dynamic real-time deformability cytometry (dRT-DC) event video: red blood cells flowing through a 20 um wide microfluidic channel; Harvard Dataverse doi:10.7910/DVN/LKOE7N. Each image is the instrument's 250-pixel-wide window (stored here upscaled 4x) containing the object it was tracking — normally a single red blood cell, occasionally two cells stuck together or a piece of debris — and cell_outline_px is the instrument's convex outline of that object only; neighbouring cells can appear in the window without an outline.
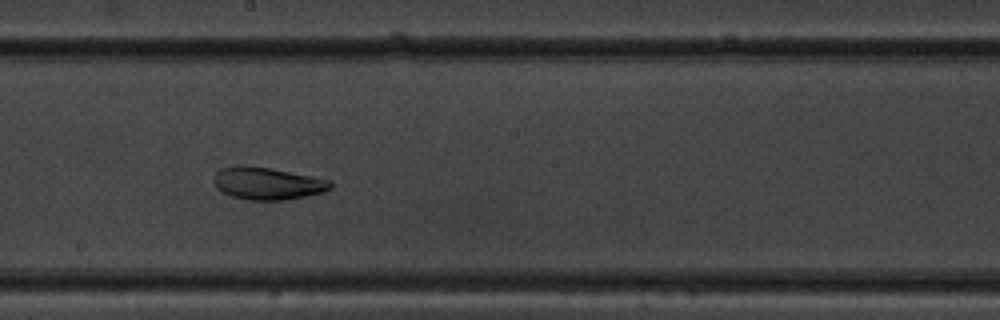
{"species": "common noctule bat (a hibernating species)", "species_latin": "Nyctalus noctula", "temperature_condition": "warm", "stored_images_in_passage": 47, "camera_frame_rate_fps": 3000, "um_per_image_px": 0.085, "animal": {"sex": "male", "body_mass_g": 19.5, "forearm_length_mm": 54.6}, "frame": {"image": 1, "passage_image": 24, "time_ms": 7.667, "image_size_px": [1000, 320], "cell_outline_px": [[332, 188], [324, 192], [308, 196], [284, 200], [248, 200], [232, 196], [220, 192], [216, 188], [212, 180], [216, 172], [220, 168], [240, 164], [244, 164], [272, 168], [332, 180]], "centroid_in_image_um": [22.71, 15.58], "position_along_channel_um": 225.5, "area_um2": 22.54}}
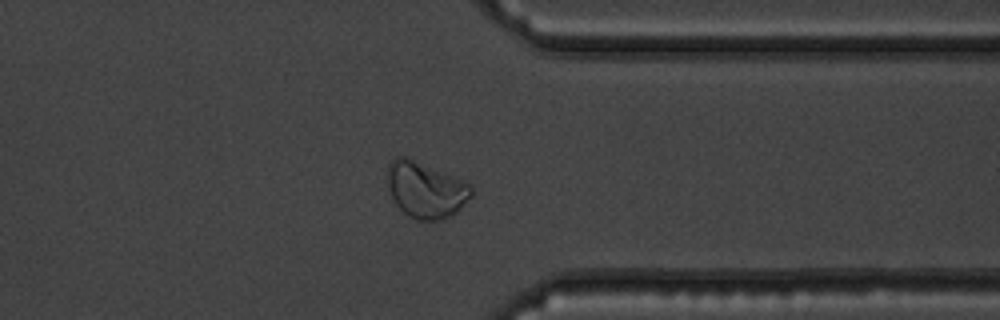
{"frame": {"image": 2, "passage_image": 36, "time_ms": 11.667, "image_size_px": [1000, 320], "cell_outline_px": [[472, 196], [456, 212], [440, 220], [416, 220], [408, 216], [396, 204], [388, 188], [388, 164], [396, 156], [404, 156], [452, 176], [468, 184], [472, 188]], "centroid_in_image_um": [36.15, 16.15], "position_along_channel_um": 375.2, "area_um2": 26.82}}
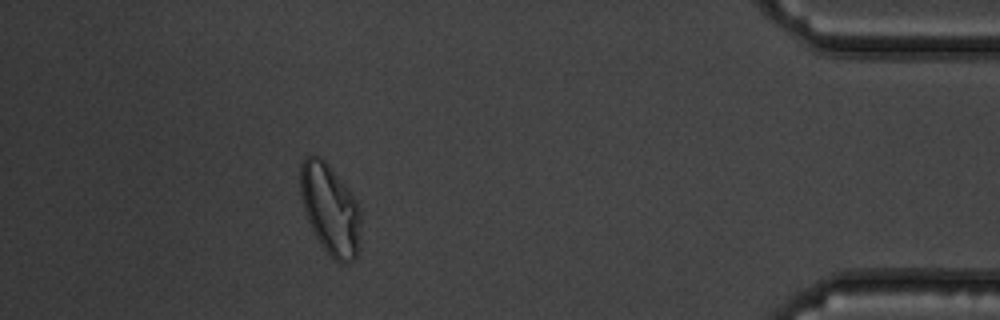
{"frame": {"image": 3, "passage_image": 42, "time_ms": 13.667, "image_size_px": [1000, 320], "cell_outline_px": [[360, 248], [356, 256], [348, 264], [344, 264], [336, 260], [324, 248], [316, 236], [308, 220], [300, 196], [300, 164], [304, 156], [320, 156], [328, 164], [348, 188], [360, 204]], "centroid_in_image_um": [28.08, 17.77], "position_along_channel_um": 407.1, "area_um2": 31.96}, "authors_computed_cell_mechanics": {"area_um2": 27.0504, "velocity_mm_per_s": 3.8142, "shape_relaxation_time_tau1_ms": null, "shape_relaxation_time_tau2_ms": 2.9273, "deformation_change_tau1": null, "deformation_change_tau2": 0.0407}}